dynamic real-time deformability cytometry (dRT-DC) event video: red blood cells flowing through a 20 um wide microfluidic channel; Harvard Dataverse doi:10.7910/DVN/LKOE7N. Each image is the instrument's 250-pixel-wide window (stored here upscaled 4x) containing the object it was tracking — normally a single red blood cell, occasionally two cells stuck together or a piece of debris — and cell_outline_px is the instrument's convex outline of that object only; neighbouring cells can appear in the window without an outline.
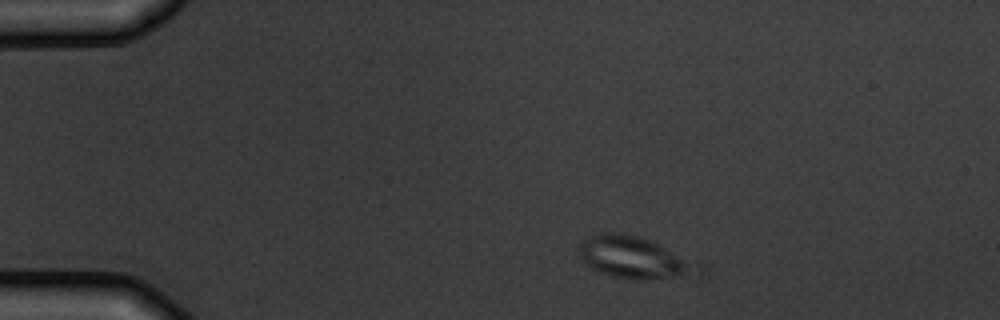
{"species": "common noctule bat (a hibernating species)", "species_latin": "Nyctalus noctula", "temperature_condition": "warm", "stored_images_in_passage": 3, "camera_frame_rate_fps": 3000, "um_per_image_px": 0.085, "animal": {"sex": "male", "body_mass_g": 19.5, "forearm_length_mm": 54.6}, "frame": {"image": 1, "passage_image": 1, "time_ms": 0.0, "image_size_px": [1000, 320], "cell_outline_px": [[708, 264], [704, 272], [640, 280], [636, 280], [612, 276], [600, 272], [584, 264], [580, 260], [580, 244], [584, 236], [596, 232], [616, 232], [636, 236], [648, 240]], "centroid_in_image_um": [53.94, 21.88], "position_along_channel_um": 31.1, "area_um2": 29.54}}